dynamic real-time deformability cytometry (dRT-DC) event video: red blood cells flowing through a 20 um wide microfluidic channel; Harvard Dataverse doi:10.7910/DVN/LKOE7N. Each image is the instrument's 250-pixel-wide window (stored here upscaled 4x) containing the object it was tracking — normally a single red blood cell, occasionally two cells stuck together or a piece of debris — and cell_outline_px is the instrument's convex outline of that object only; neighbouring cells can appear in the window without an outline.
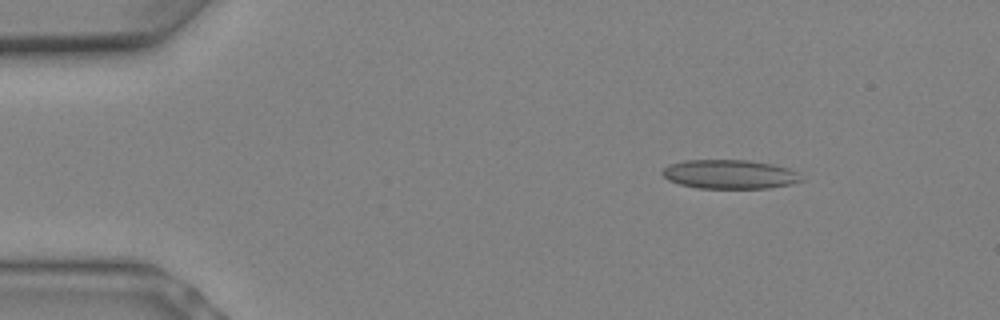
{"species": "Egyptian fruit bat (a non-hibernating species)", "species_latin": "Rousettus aegyptiacus", "temperature_condition": "warm", "stored_images_in_passage": 8, "camera_frame_rate_fps": 3000, "um_per_image_px": 0.085, "animal": {"sex": "female"}, "frame": {"image": 1, "passage_image": 3, "time_ms": 0.667, "image_size_px": [1000, 320], "cell_outline_px": [[804, 180], [792, 184], [768, 188], [700, 188], [680, 184], [668, 180], [660, 172], [668, 164], [684, 160], [748, 160], [772, 164], [788, 168], [800, 172]], "centroid_in_image_um": [62.05, 14.81], "position_along_channel_um": 23.0, "area_um2": 23.7}}
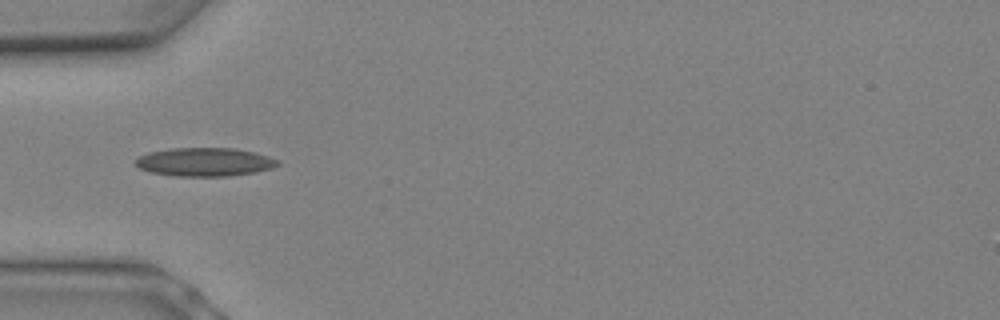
{"frame": {"image": 2, "passage_image": 7, "time_ms": 2.0, "image_size_px": [1000, 320], "cell_outline_px": [[284, 164], [272, 168], [256, 172], [228, 176], [172, 176], [148, 172], [132, 164], [140, 156], [148, 152], [172, 148], [236, 148], [256, 152], [280, 160]], "centroid_in_image_um": [17.43, 13.77], "position_along_channel_um": 67.6, "area_um2": 24.04}}